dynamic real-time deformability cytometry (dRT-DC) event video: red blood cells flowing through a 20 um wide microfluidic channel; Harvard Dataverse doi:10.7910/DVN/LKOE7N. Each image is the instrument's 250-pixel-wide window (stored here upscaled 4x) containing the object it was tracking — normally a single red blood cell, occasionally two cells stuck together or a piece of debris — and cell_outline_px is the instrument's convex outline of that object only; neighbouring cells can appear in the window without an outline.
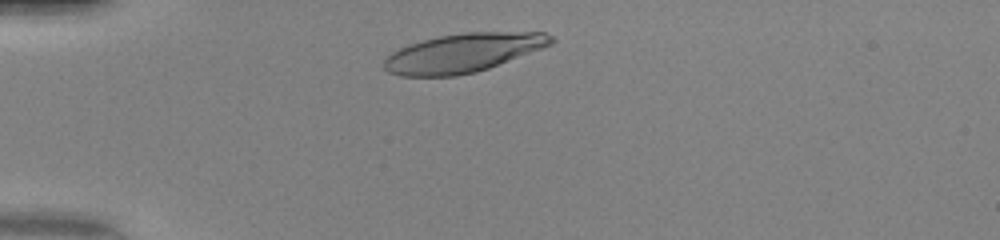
{"species": "human", "species_latin": "Homo sapiens", "temperature_condition": "warm", "stored_images_in_passage": 32, "camera_frame_rate_fps": 3000, "um_per_image_px": 0.085, "donor": {"sex": "female"}, "frame": {"image": 1, "passage_image": 4, "time_ms": 1.0, "image_size_px": [1000, 240], "cell_outline_px": [[556, 40], [552, 44], [488, 68], [476, 72], [456, 76], [400, 76], [388, 72], [384, 68], [384, 60], [392, 52], [408, 44], [440, 36], [464, 32], [544, 32], [552, 36]], "centroid_in_image_um": [39.35, 4.49], "position_along_channel_um": 45.6, "area_um2": 37.57}}
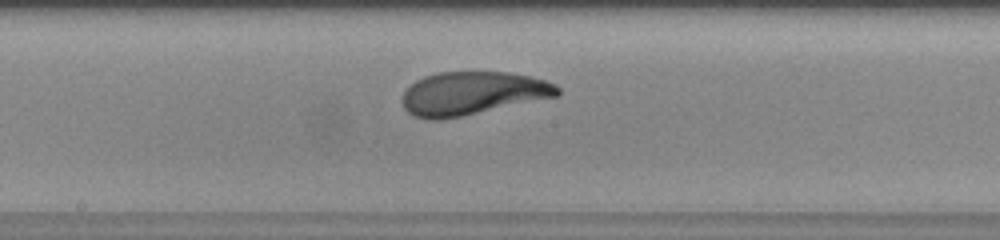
{"frame": {"image": 2, "passage_image": 18, "time_ms": 5.667, "image_size_px": [1000, 240], "cell_outline_px": [[560, 96], [440, 120], [428, 120], [412, 116], [404, 108], [400, 100], [404, 92], [416, 80], [424, 76], [436, 72], [508, 72], [528, 76], [544, 80], [556, 84], [560, 88]], "centroid_in_image_um": [40.14, 7.93], "position_along_channel_um": 208.1, "area_um2": 39.25}}
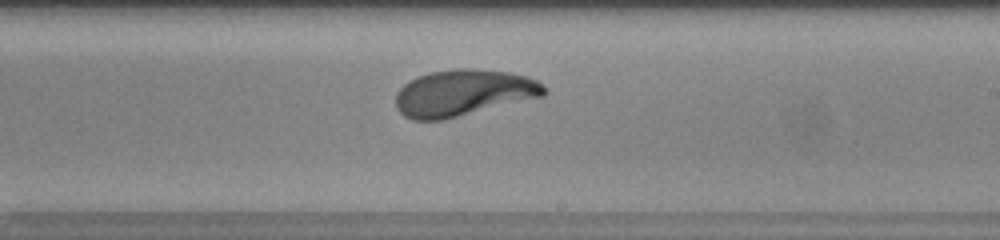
{"frame": {"image": 3, "passage_image": 21, "time_ms": 6.667, "image_size_px": [1000, 240], "cell_outline_px": [[544, 96], [444, 120], [412, 120], [404, 116], [396, 108], [396, 92], [408, 80], [432, 72], [460, 68], [468, 68], [508, 72], [528, 76], [536, 80], [544, 88]], "centroid_in_image_um": [39.36, 7.9], "position_along_channel_um": 249.6, "area_um2": 40.06}, "authors_computed_cell_mechanics": {"area_um2": 39.1306, "velocity_mm_per_s": 4.1786, "shape_relaxation_time_tau1_ms": 3.2978, "shape_relaxation_time_tau2_ms": 0.9037, "deformation_change_tau1": 0.1969, "deformation_change_tau2": 0.072}}